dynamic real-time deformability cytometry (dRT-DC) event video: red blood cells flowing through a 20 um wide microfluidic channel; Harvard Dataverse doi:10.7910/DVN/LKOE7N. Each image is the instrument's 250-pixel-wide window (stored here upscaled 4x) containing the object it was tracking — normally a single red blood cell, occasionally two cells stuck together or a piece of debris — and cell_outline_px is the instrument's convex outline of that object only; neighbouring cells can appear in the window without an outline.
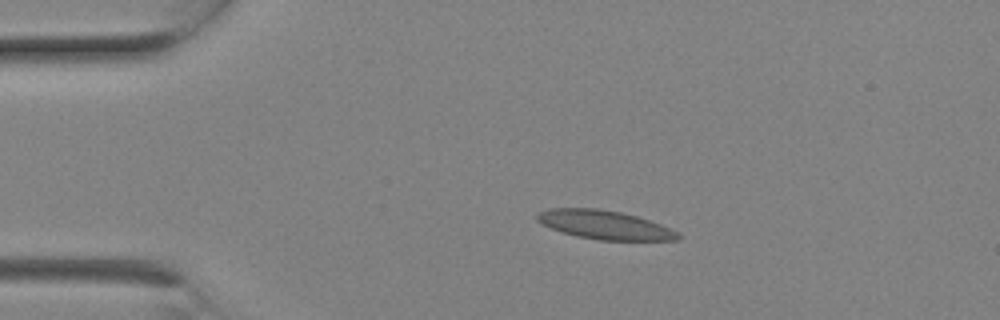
{"species": "Egyptian fruit bat (a non-hibernating species)", "species_latin": "Rousettus aegyptiacus", "temperature_condition": "room temperature", "stored_images_in_passage": 6, "camera_frame_rate_fps": 3000, "um_per_image_px": 0.085, "animal": {"sex": "female"}, "frame": {"image": 1, "passage_image": 4, "time_ms": 1.0, "image_size_px": [1000, 320], "cell_outline_px": [[680, 240], [600, 240], [576, 236], [552, 228], [536, 220], [536, 216], [540, 212], [548, 208], [596, 208], [620, 212], [636, 216], [660, 224], [676, 232], [680, 236]], "centroid_in_image_um": [51.38, 19.11], "position_along_channel_um": 33.6, "area_um2": 23.24}}